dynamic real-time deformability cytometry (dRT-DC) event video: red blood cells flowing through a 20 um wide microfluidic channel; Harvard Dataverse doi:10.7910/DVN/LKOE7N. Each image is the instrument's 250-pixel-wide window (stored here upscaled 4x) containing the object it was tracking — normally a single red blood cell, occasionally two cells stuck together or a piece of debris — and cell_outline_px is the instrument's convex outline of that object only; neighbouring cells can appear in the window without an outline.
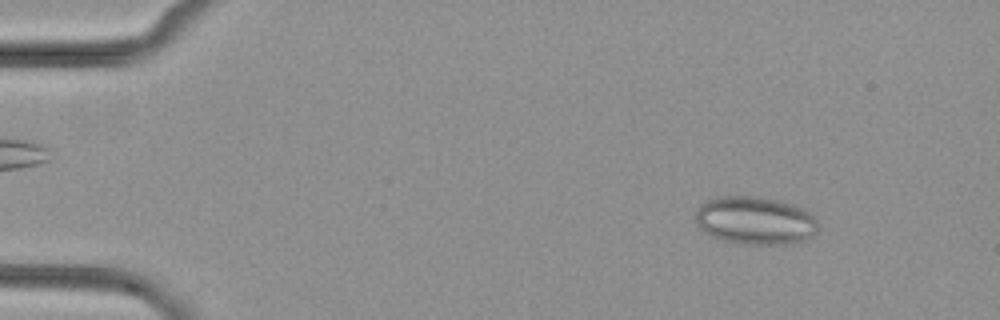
{"species": "common noctule bat (a hibernating species)", "species_latin": "Nyctalus noctula", "temperature_condition": "cold", "stored_images_in_passage": 51, "camera_frame_rate_fps": 3000, "um_per_image_px": 0.085, "animal": {"sex": "female", "body_mass_g": 29.2, "forearm_length_mm": 56.3}, "frame": {"image": 1, "passage_image": 6, "time_ms": 1.667, "image_size_px": [1000, 320], "cell_outline_px": [[820, 228], [812, 236], [804, 240], [792, 244], [740, 244], [724, 240], [712, 236], [704, 232], [696, 224], [696, 212], [700, 204], [716, 196], [756, 196], [804, 208], [816, 216], [820, 224]], "centroid_in_image_um": [64.22, 18.76], "position_along_channel_um": 20.8, "area_um2": 34.56}}
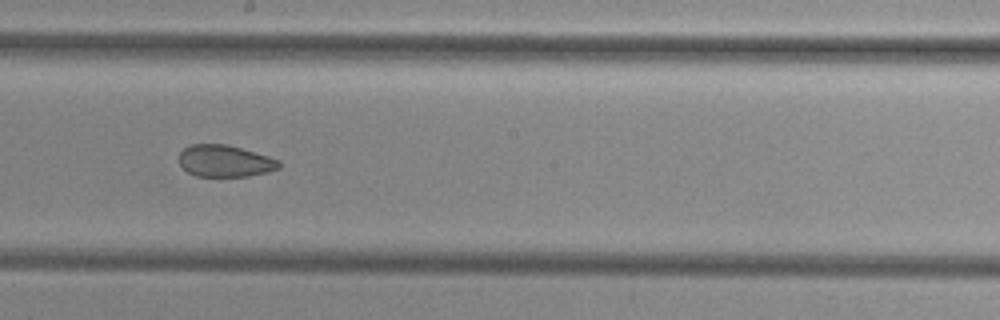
{"frame": {"image": 2, "passage_image": 29, "time_ms": 9.333, "image_size_px": [1000, 320], "cell_outline_px": [[280, 168], [268, 172], [248, 176], [196, 176], [188, 172], [180, 164], [180, 152], [184, 148], [192, 144], [228, 144], [268, 156], [280, 160]], "centroid_in_image_um": [19.14, 13.68], "position_along_channel_um": 229.1, "area_um2": 18.5}}
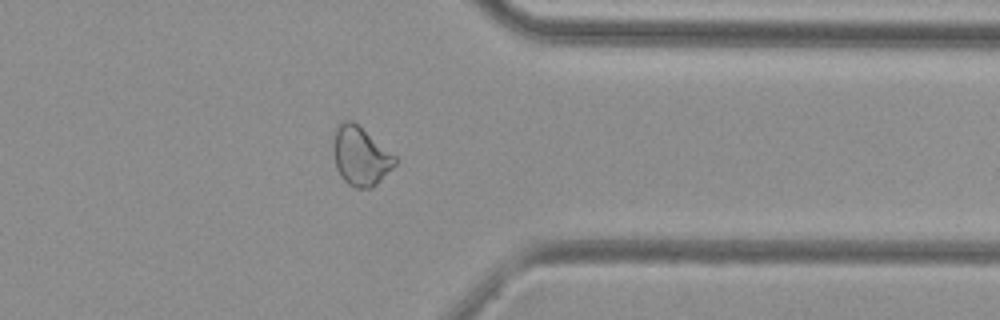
{"frame": {"image": 3, "passage_image": 41, "time_ms": 13.333, "image_size_px": [1000, 320], "cell_outline_px": [[400, 160], [372, 188], [356, 188], [348, 184], [340, 176], [336, 168], [332, 148], [336, 128], [344, 120], [352, 120], [396, 156]], "centroid_in_image_um": [30.64, 13.28], "position_along_channel_um": 380.8, "area_um2": 21.1}}